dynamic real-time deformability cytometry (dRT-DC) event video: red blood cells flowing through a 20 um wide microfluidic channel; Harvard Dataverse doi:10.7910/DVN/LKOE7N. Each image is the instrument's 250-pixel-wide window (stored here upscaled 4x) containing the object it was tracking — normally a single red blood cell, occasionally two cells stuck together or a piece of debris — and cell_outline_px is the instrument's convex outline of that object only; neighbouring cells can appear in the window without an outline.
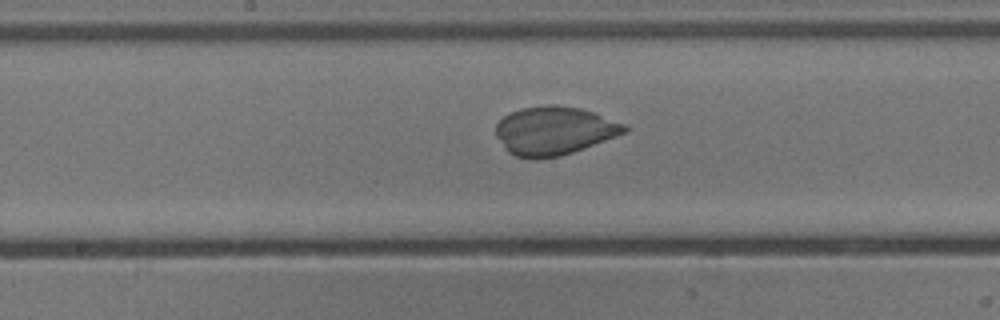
{"species": "common noctule bat (a hibernating species)", "species_latin": "Nyctalus noctula", "temperature_condition": "cold", "stored_images_in_passage": 46, "camera_frame_rate_fps": 3000, "um_per_image_px": 0.085, "animal": {"sex": "male", "body_mass_g": 13.3}, "frame": {"image": 1, "passage_image": 20, "time_ms": 6.333, "image_size_px": [1000, 320], "cell_outline_px": [[628, 132], [572, 152], [560, 156], [536, 160], [516, 156], [508, 152], [504, 148], [496, 136], [496, 124], [504, 116], [520, 108], [548, 104], [556, 104], [580, 108], [628, 124]], "centroid_in_image_um": [47.11, 11.11], "position_along_channel_um": 201.1, "area_um2": 36.53}}
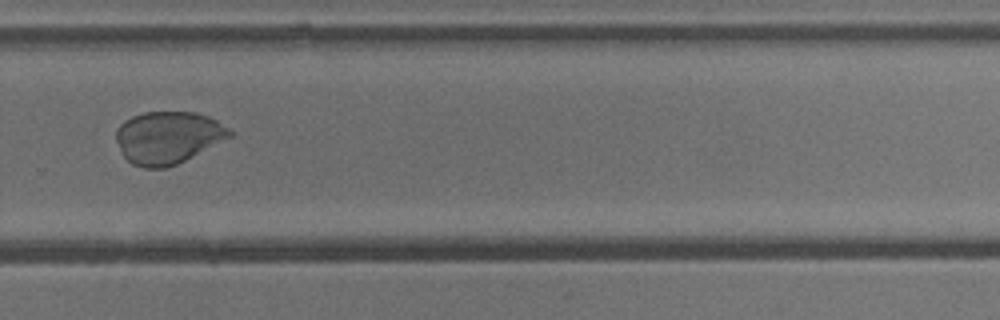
{"frame": {"image": 2, "passage_image": 29, "time_ms": 9.333, "image_size_px": [1000, 320], "cell_outline_px": [[236, 132], [232, 136], [176, 164], [164, 168], [144, 168], [132, 164], [124, 156], [116, 140], [116, 128], [124, 120], [132, 116], [144, 112], [196, 112], [208, 116], [216, 120]], "centroid_in_image_um": [14.28, 11.67], "position_along_channel_um": 315.5, "area_um2": 34.56}}
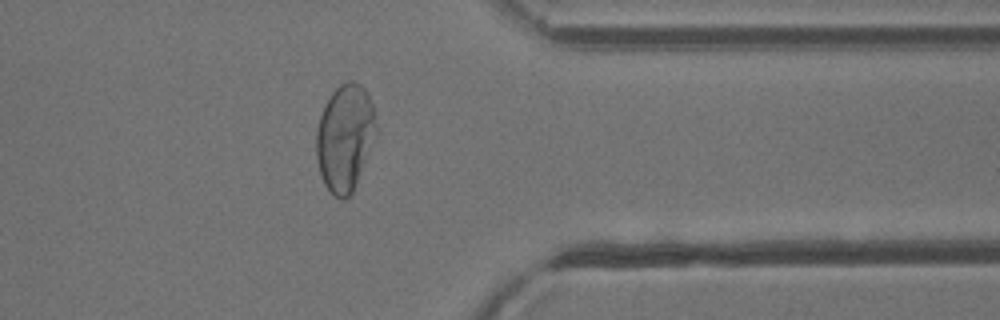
{"frame": {"image": 3, "passage_image": 35, "time_ms": 11.333, "image_size_px": [1000, 320], "cell_outline_px": [[376, 132], [352, 192], [344, 200], [340, 200], [324, 184], [320, 172], [316, 156], [316, 128], [320, 116], [332, 92], [340, 84], [348, 80], [352, 80], [360, 84], [364, 88], [376, 112]], "centroid_in_image_um": [29.31, 11.66], "position_along_channel_um": 382.1, "area_um2": 36.7}}